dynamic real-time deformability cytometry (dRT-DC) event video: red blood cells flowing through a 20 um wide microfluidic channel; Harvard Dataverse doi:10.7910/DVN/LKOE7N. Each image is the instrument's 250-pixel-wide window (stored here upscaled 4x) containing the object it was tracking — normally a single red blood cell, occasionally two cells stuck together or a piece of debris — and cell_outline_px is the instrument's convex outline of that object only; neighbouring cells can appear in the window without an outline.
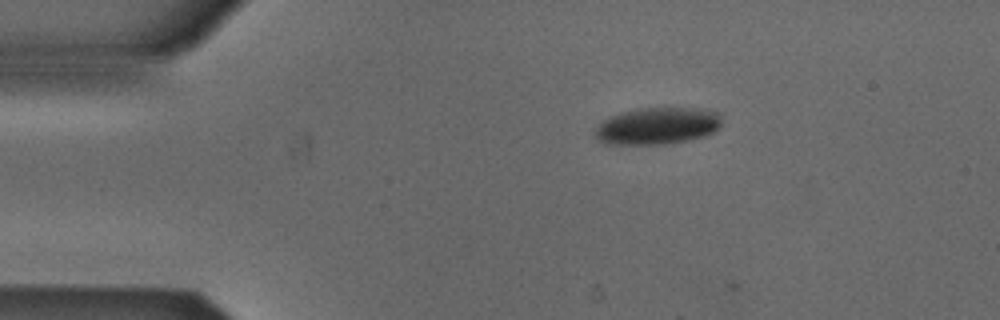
{"species": "Egyptian fruit bat (a non-hibernating species)", "species_latin": "Rousettus aegyptiacus", "temperature_condition": "cold", "stored_images_in_passage": 3, "camera_frame_rate_fps": 3000, "um_per_image_px": 0.085, "animal": {"sex": "male"}, "frame": {"image": 1, "passage_image": 2, "time_ms": 0.333, "image_size_px": [1000, 320], "cell_outline_px": [[720, 124], [712, 132], [704, 136], [688, 140], [664, 144], [604, 144], [596, 140], [592, 136], [592, 132], [608, 116], [620, 112], [636, 108], [700, 108], [716, 112], [720, 120]], "centroid_in_image_um": [55.77, 10.71], "position_along_channel_um": 29.2, "area_um2": 27.4}}